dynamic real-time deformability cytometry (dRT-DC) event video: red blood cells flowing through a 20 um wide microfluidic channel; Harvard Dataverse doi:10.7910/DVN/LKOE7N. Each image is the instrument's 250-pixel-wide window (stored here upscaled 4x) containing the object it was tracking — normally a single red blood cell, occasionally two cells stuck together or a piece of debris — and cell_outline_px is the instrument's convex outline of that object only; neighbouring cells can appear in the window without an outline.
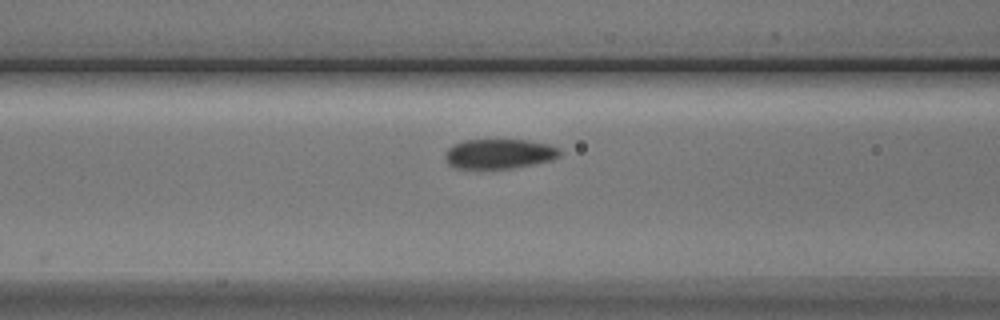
{"species": "Egyptian fruit bat (a non-hibernating species)", "species_latin": "Rousettus aegyptiacus", "temperature_condition": "cold", "stored_images_in_passage": 4, "segment_of_instrument_passage": [1, 2], "camera_frame_rate_fps": 3000, "um_per_image_px": 0.085, "animal": {"sex": "male"}, "frame": {"image": 1, "passage_image": 3, "time_ms": 3.0, "image_size_px": [1000, 320], "cell_outline_px": [[560, 156], [552, 160], [512, 168], [456, 168], [448, 164], [444, 156], [444, 152], [452, 144], [464, 140], [528, 140], [548, 144], [560, 148]], "centroid_in_image_um": [42.41, 13.06], "position_along_channel_um": 124.2, "area_um2": 19.94}}